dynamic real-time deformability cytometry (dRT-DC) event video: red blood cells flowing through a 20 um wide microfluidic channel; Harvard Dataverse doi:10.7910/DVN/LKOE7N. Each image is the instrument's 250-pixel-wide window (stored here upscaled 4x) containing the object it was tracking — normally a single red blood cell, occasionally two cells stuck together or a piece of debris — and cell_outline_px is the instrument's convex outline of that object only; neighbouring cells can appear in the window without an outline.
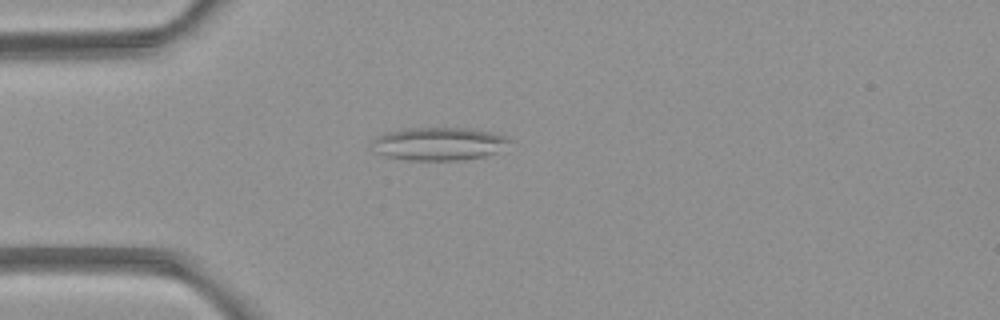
{"species": "common noctule bat (a hibernating species)", "species_latin": "Nyctalus noctula", "temperature_condition": "room temperature", "stored_images_in_passage": 4, "camera_frame_rate_fps": 3000, "um_per_image_px": 0.085, "animal": {"sex": "female", "body_mass_g": 21.9}, "frame": {"image": 1, "passage_image": 3, "time_ms": 2.333, "image_size_px": [1000, 320], "cell_outline_px": [[508, 140], [496, 152], [484, 156], [456, 160], [408, 160], [384, 156], [376, 152], [368, 144], [372, 140], [388, 132], [400, 128], [464, 128], [488, 132], [504, 136]], "centroid_in_image_um": [37.15, 12.22], "position_along_channel_um": 47.8, "area_um2": 26.01}}